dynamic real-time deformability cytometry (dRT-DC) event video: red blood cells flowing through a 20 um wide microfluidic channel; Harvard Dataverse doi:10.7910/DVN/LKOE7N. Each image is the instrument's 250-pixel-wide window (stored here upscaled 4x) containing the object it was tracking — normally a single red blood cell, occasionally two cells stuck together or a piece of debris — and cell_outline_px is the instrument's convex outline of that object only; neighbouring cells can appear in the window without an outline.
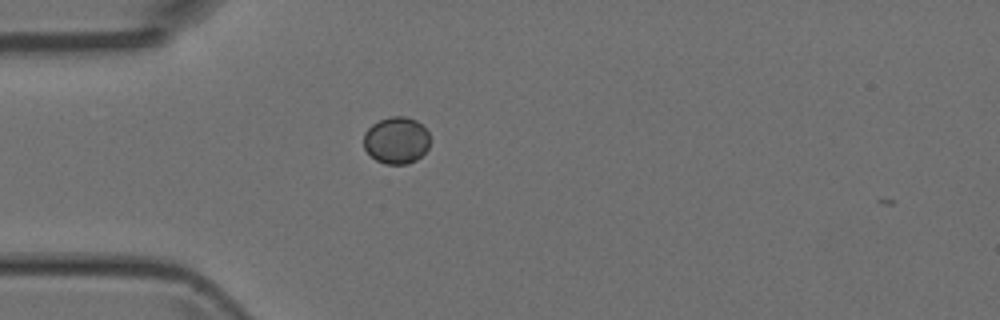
{"species": "Egyptian fruit bat (a non-hibernating species)", "species_latin": "Rousettus aegyptiacus", "temperature_condition": "room temperature", "stored_images_in_passage": 1, "camera_frame_rate_fps": 3000, "um_per_image_px": 0.085, "animal": {"sex": "female"}, "frame": {"image": 1, "passage_image": 1, "time_ms": 0.0, "image_size_px": [1000, 320], "cell_outline_px": [[428, 148], [416, 160], [408, 164], [384, 164], [376, 160], [364, 148], [364, 132], [372, 124], [388, 116], [404, 116], [416, 120], [428, 132]], "centroid_in_image_um": [33.67, 11.92], "position_along_channel_um": 51.3, "area_um2": 18.03}}